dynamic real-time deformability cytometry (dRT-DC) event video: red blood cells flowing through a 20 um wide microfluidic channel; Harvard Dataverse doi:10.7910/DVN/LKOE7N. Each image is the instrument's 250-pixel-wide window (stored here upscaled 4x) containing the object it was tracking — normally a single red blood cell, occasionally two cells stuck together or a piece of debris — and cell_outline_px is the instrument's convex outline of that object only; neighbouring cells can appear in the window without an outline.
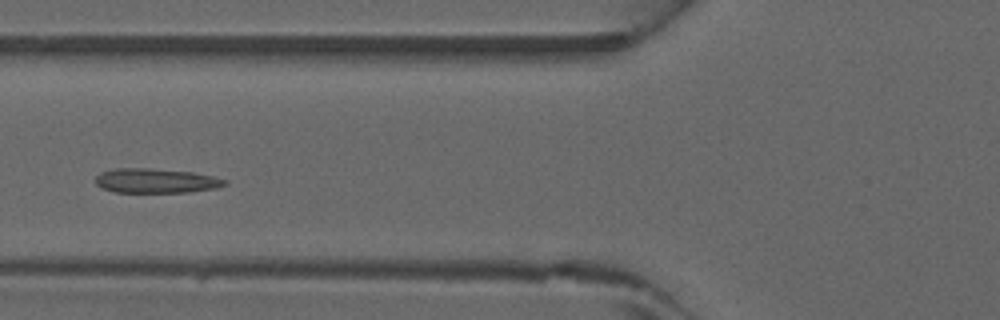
{"species": "common noctule bat (a hibernating species)", "species_latin": "Nyctalus noctula", "temperature_condition": "warm", "stored_images_in_passage": 41, "camera_frame_rate_fps": 3000, "um_per_image_px": 0.085, "animal": {"sex": "male", "forearm_length_mm": 52.5}, "frame": {"image": 1, "passage_image": 13, "time_ms": 4.0, "image_size_px": [1000, 320], "cell_outline_px": [[228, 184], [216, 188], [188, 192], [116, 192], [100, 188], [96, 184], [96, 176], [100, 172], [112, 168], [148, 168], [192, 172], [212, 176], [228, 180]], "centroid_in_image_um": [13.23, 15.36], "position_along_channel_um": 112.6, "area_um2": 18.55}}
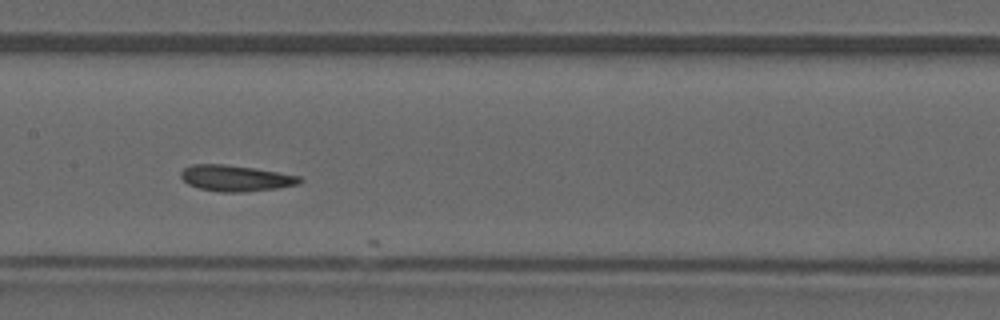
{"frame": {"image": 2, "passage_image": 18, "time_ms": 5.667, "image_size_px": [1000, 320], "cell_outline_px": [[304, 180], [300, 184], [280, 188], [244, 192], [220, 192], [200, 188], [188, 184], [180, 176], [180, 172], [184, 168], [192, 164], [224, 164], [252, 168], [300, 176]], "centroid_in_image_um": [20.05, 15.15], "position_along_channel_um": 187.4, "area_um2": 18.03}}
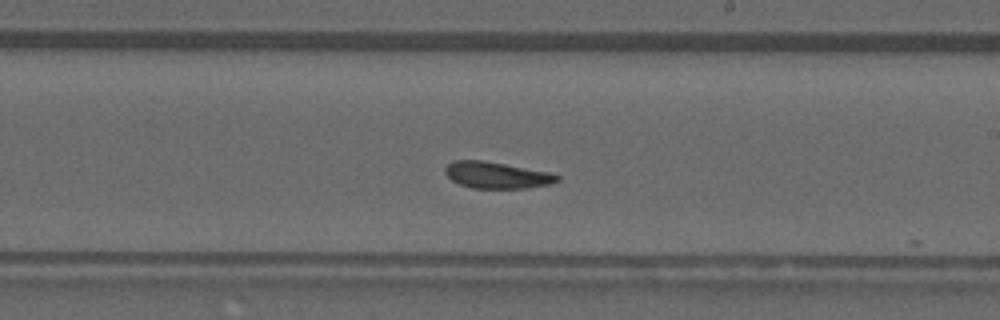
{"frame": {"image": 3, "passage_image": 22, "time_ms": 7.0, "image_size_px": [1000, 320], "cell_outline_px": [[560, 180], [552, 184], [528, 188], [472, 188], [460, 184], [452, 180], [444, 172], [444, 168], [452, 160], [484, 160], [552, 172], [560, 176]], "centroid_in_image_um": [42.26, 14.88], "position_along_channel_um": 246.7, "area_um2": 17.57}}